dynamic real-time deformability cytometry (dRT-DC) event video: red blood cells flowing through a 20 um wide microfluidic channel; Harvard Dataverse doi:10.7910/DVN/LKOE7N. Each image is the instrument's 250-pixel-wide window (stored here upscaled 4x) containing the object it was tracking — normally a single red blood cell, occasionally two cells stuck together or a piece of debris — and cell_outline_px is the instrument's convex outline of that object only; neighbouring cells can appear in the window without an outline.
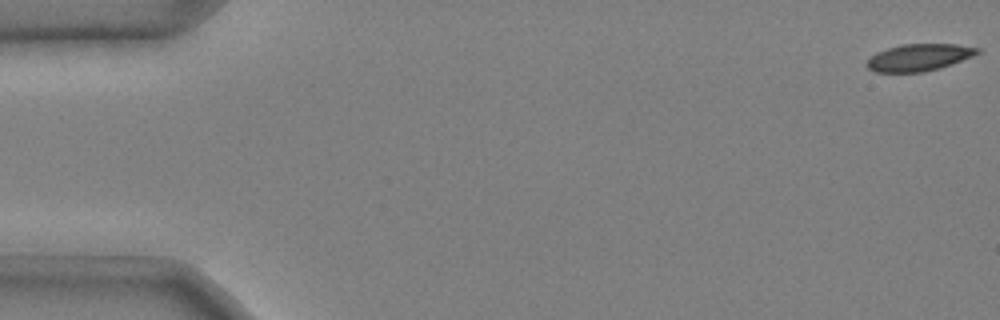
{"species": "common noctule bat (a hibernating species)", "species_latin": "Nyctalus noctula", "temperature_condition": "cold", "stored_images_in_passage": 48, "camera_frame_rate_fps": 3000, "um_per_image_px": 0.085, "animal": {"sex": "male", "body_mass_g": 20.4}, "frame": {"image": 1, "passage_image": 1, "time_ms": 0.0, "image_size_px": [1000, 320], "cell_outline_px": [[980, 52], [972, 56], [952, 64], [940, 68], [924, 72], [876, 72], [868, 68], [868, 60], [876, 52], [888, 48], [904, 44], [956, 44], [980, 48]], "centroid_in_image_um": [78.14, 4.88], "position_along_channel_um": 6.9, "area_um2": 17.22}}
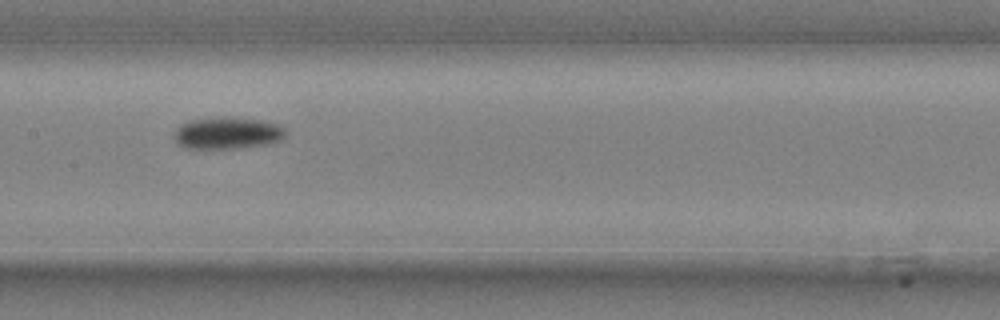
{"frame": {"image": 2, "passage_image": 27, "time_ms": 8.667, "image_size_px": [1000, 320], "cell_outline_px": [[288, 132], [280, 140], [264, 144], [236, 148], [184, 148], [176, 144], [172, 136], [176, 128], [180, 124], [188, 120], [212, 116], [224, 116], [260, 120], [280, 124]], "centroid_in_image_um": [19.26, 11.28], "position_along_channel_um": 188.1, "area_um2": 21.15}}
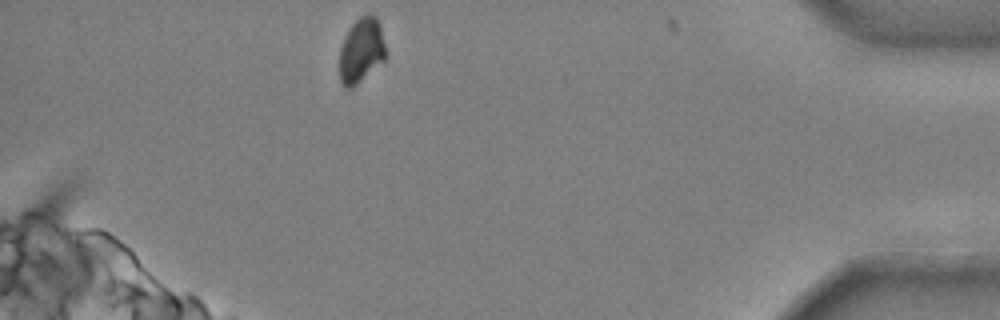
{"frame": {"image": 3, "passage_image": 48, "time_ms": 15.667, "image_size_px": [1000, 320], "cell_outline_px": [[384, 60], [352, 88], [344, 88], [340, 80], [340, 48], [344, 36], [348, 28], [360, 16], [368, 12], [372, 12], [376, 16], [380, 24], [384, 44]], "centroid_in_image_um": [30.69, 4.24], "position_along_channel_um": 404.5, "area_um2": 17.46}}